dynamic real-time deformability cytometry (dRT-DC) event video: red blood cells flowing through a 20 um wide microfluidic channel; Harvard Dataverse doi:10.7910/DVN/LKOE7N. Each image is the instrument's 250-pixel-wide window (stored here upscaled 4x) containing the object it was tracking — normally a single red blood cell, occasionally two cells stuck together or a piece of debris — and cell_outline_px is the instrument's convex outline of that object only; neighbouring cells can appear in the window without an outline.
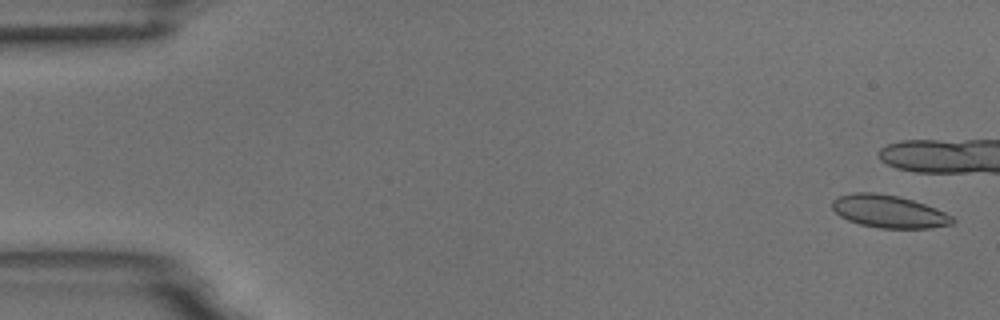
{"species": "common noctule bat (a hibernating species)", "species_latin": "Nyctalus noctula", "temperature_condition": "room temperature", "stored_images_in_passage": 8, "camera_frame_rate_fps": 3000, "um_per_image_px": 0.085, "animal": {"sex": "male", "body_mass_g": 18.8}, "frame": {"image": 1, "passage_image": 2, "time_ms": 0.333, "image_size_px": [1000, 320], "cell_outline_px": [[956, 220], [952, 224], [928, 228], [880, 228], [860, 224], [848, 220], [840, 216], [832, 208], [832, 200], [840, 196], [856, 192], [876, 192], [896, 196], [912, 200], [936, 208], [952, 216]], "centroid_in_image_um": [75.55, 17.97], "position_along_channel_um": 9.4, "area_um2": 22.72}}